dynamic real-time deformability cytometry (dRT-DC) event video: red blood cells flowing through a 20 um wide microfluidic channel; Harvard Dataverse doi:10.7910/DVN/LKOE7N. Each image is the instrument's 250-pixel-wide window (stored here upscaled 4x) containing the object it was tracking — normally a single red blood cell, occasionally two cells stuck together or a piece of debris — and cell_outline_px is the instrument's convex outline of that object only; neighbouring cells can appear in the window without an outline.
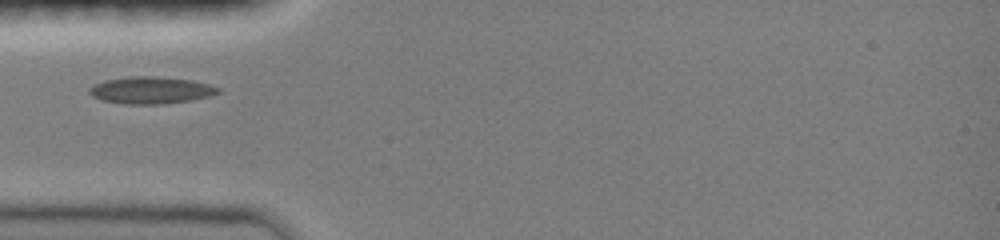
{"species": "common noctule bat (a hibernating species)", "species_latin": "Nyctalus noctula", "temperature_condition": "room temperature", "stored_images_in_passage": 17, "camera_frame_rate_fps": 3000, "um_per_image_px": 0.085, "animal": {"sex": "female", "body_mass_g": 19.0, "forearm_length_mm": 51.5}, "frame": {"image": 1, "passage_image": 1, "time_ms": 0.0, "image_size_px": [1000, 240], "cell_outline_px": [[220, 92], [212, 96], [188, 100], [160, 104], [124, 104], [100, 100], [92, 96], [88, 92], [88, 88], [104, 80], [128, 76], [156, 76], [192, 80], [208, 84], [220, 88]], "centroid_in_image_um": [12.8, 7.66], "position_along_channel_um": 72.2, "area_um2": 20.35}}
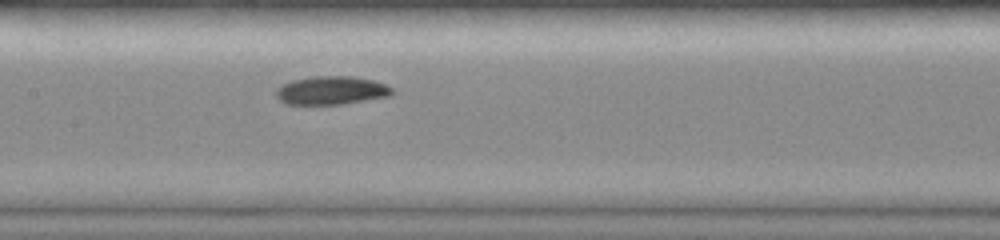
{"frame": {"image": 2, "passage_image": 10, "time_ms": 2.667, "image_size_px": [1000, 240], "cell_outline_px": [[396, 92], [388, 96], [344, 104], [284, 104], [276, 96], [276, 88], [292, 80], [312, 76], [352, 76], [372, 80], [384, 84], [392, 88]], "centroid_in_image_um": [28.16, 7.68], "position_along_channel_um": 179.2, "area_um2": 19.19}}
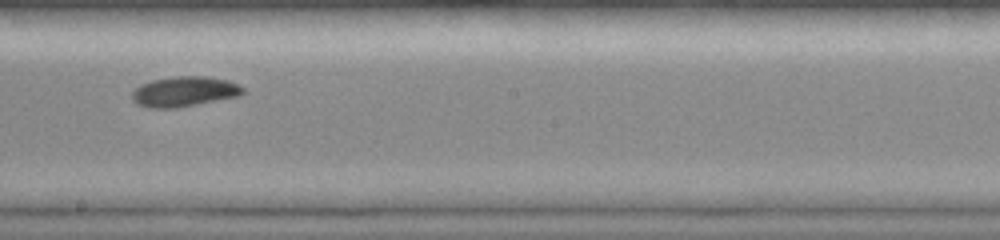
{"frame": {"image": 3, "passage_image": 14, "time_ms": 4.0, "image_size_px": [1000, 240], "cell_outline_px": [[244, 92], [240, 96], [176, 108], [148, 108], [136, 104], [132, 100], [132, 92], [140, 84], [152, 80], [172, 76], [208, 76], [228, 80], [244, 88]], "centroid_in_image_um": [15.65, 7.78], "position_along_channel_um": 232.6, "area_um2": 19.65}}